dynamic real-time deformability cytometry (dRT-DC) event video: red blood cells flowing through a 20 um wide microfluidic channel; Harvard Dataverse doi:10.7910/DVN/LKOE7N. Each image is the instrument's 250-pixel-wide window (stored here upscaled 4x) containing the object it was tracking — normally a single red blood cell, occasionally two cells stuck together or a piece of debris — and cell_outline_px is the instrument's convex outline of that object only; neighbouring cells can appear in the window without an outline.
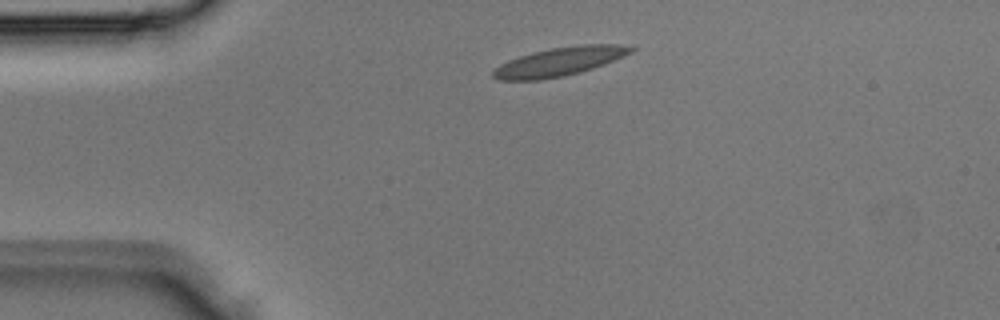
{"species": "Egyptian fruit bat (a non-hibernating species)", "species_latin": "Rousettus aegyptiacus", "temperature_condition": "room temperature", "stored_images_in_passage": 2, "camera_frame_rate_fps": 3000, "um_per_image_px": 0.085, "animal": {"sex": "male"}, "frame": {"image": 1, "passage_image": 2, "time_ms": 0.333, "image_size_px": [1000, 320], "cell_outline_px": [[636, 48], [632, 52], [624, 56], [604, 64], [580, 72], [564, 76], [540, 80], [500, 80], [492, 76], [492, 72], [500, 64], [508, 60], [532, 52], [552, 48], [580, 44], [620, 44]], "centroid_in_image_um": [47.56, 5.23], "position_along_channel_um": 37.4, "area_um2": 22.95}}